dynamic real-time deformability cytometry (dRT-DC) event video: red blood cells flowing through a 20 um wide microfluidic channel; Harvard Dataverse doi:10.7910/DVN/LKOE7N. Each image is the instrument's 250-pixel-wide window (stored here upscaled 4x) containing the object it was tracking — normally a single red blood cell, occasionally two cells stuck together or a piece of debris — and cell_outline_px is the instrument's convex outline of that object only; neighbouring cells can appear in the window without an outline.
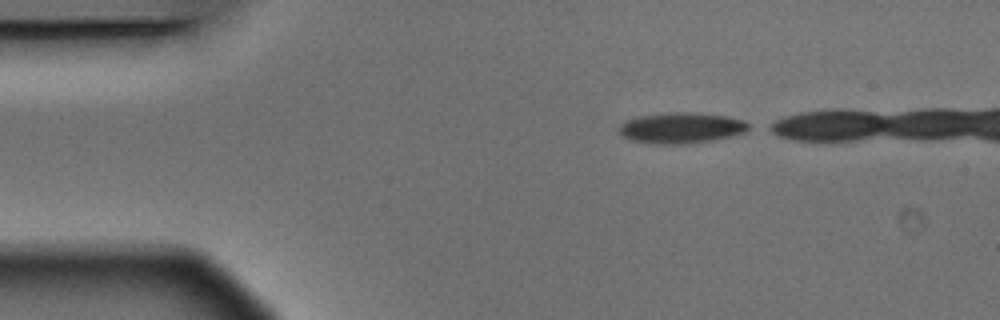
{"species": "Egyptian fruit bat (a non-hibernating species)", "species_latin": "Rousettus aegyptiacus", "temperature_condition": "warm", "stored_images_in_passage": 4, "camera_frame_rate_fps": 3000, "um_per_image_px": 0.085, "animal": {"sex": "male"}, "frame": {"image": 1, "passage_image": 1, "time_ms": 0.0, "image_size_px": [1000, 320], "cell_outline_px": [[752, 128], [744, 132], [732, 136], [712, 140], [684, 144], [656, 144], [632, 140], [620, 136], [616, 128], [624, 120], [636, 116], [668, 112], [692, 112], [728, 116], [744, 120]], "centroid_in_image_um": [57.86, 10.86], "position_along_channel_um": 27.1, "area_um2": 23.7}}